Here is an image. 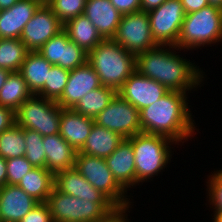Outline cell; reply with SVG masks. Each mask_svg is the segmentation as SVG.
<instances>
[{
    "mask_svg": "<svg viewBox=\"0 0 222 222\" xmlns=\"http://www.w3.org/2000/svg\"><path fill=\"white\" fill-rule=\"evenodd\" d=\"M53 222H105L120 209L114 203H96L64 194L55 187L46 201Z\"/></svg>",
    "mask_w": 222,
    "mask_h": 222,
    "instance_id": "5",
    "label": "cell"
},
{
    "mask_svg": "<svg viewBox=\"0 0 222 222\" xmlns=\"http://www.w3.org/2000/svg\"><path fill=\"white\" fill-rule=\"evenodd\" d=\"M39 0H18L11 8L0 10V38L20 39L25 25L34 16Z\"/></svg>",
    "mask_w": 222,
    "mask_h": 222,
    "instance_id": "17",
    "label": "cell"
},
{
    "mask_svg": "<svg viewBox=\"0 0 222 222\" xmlns=\"http://www.w3.org/2000/svg\"><path fill=\"white\" fill-rule=\"evenodd\" d=\"M169 90L157 81L139 74L136 70L117 91L124 100L141 110L152 105Z\"/></svg>",
    "mask_w": 222,
    "mask_h": 222,
    "instance_id": "14",
    "label": "cell"
},
{
    "mask_svg": "<svg viewBox=\"0 0 222 222\" xmlns=\"http://www.w3.org/2000/svg\"><path fill=\"white\" fill-rule=\"evenodd\" d=\"M185 14L198 11L209 5L208 0H181Z\"/></svg>",
    "mask_w": 222,
    "mask_h": 222,
    "instance_id": "39",
    "label": "cell"
},
{
    "mask_svg": "<svg viewBox=\"0 0 222 222\" xmlns=\"http://www.w3.org/2000/svg\"><path fill=\"white\" fill-rule=\"evenodd\" d=\"M25 158L33 167L46 168V153L43 145V136L37 131L24 129Z\"/></svg>",
    "mask_w": 222,
    "mask_h": 222,
    "instance_id": "32",
    "label": "cell"
},
{
    "mask_svg": "<svg viewBox=\"0 0 222 222\" xmlns=\"http://www.w3.org/2000/svg\"><path fill=\"white\" fill-rule=\"evenodd\" d=\"M18 0H0V10L11 8Z\"/></svg>",
    "mask_w": 222,
    "mask_h": 222,
    "instance_id": "43",
    "label": "cell"
},
{
    "mask_svg": "<svg viewBox=\"0 0 222 222\" xmlns=\"http://www.w3.org/2000/svg\"><path fill=\"white\" fill-rule=\"evenodd\" d=\"M39 202H46L54 188V174L46 168L34 167L17 184Z\"/></svg>",
    "mask_w": 222,
    "mask_h": 222,
    "instance_id": "26",
    "label": "cell"
},
{
    "mask_svg": "<svg viewBox=\"0 0 222 222\" xmlns=\"http://www.w3.org/2000/svg\"><path fill=\"white\" fill-rule=\"evenodd\" d=\"M110 2L122 15L141 11V0H110Z\"/></svg>",
    "mask_w": 222,
    "mask_h": 222,
    "instance_id": "37",
    "label": "cell"
},
{
    "mask_svg": "<svg viewBox=\"0 0 222 222\" xmlns=\"http://www.w3.org/2000/svg\"><path fill=\"white\" fill-rule=\"evenodd\" d=\"M19 222H53V219L47 203L40 202Z\"/></svg>",
    "mask_w": 222,
    "mask_h": 222,
    "instance_id": "36",
    "label": "cell"
},
{
    "mask_svg": "<svg viewBox=\"0 0 222 222\" xmlns=\"http://www.w3.org/2000/svg\"><path fill=\"white\" fill-rule=\"evenodd\" d=\"M128 139L135 155L136 186L158 176L170 164L173 154L171 146L177 144L166 136L144 132Z\"/></svg>",
    "mask_w": 222,
    "mask_h": 222,
    "instance_id": "4",
    "label": "cell"
},
{
    "mask_svg": "<svg viewBox=\"0 0 222 222\" xmlns=\"http://www.w3.org/2000/svg\"><path fill=\"white\" fill-rule=\"evenodd\" d=\"M105 161L114 179L126 192L136 186L135 155L129 139H123Z\"/></svg>",
    "mask_w": 222,
    "mask_h": 222,
    "instance_id": "19",
    "label": "cell"
},
{
    "mask_svg": "<svg viewBox=\"0 0 222 222\" xmlns=\"http://www.w3.org/2000/svg\"><path fill=\"white\" fill-rule=\"evenodd\" d=\"M119 134L94 123L90 135L83 147L78 151L81 154L107 158L123 141Z\"/></svg>",
    "mask_w": 222,
    "mask_h": 222,
    "instance_id": "23",
    "label": "cell"
},
{
    "mask_svg": "<svg viewBox=\"0 0 222 222\" xmlns=\"http://www.w3.org/2000/svg\"><path fill=\"white\" fill-rule=\"evenodd\" d=\"M101 86L98 75L86 62L70 71L64 91L56 102L61 108H73L88 92Z\"/></svg>",
    "mask_w": 222,
    "mask_h": 222,
    "instance_id": "15",
    "label": "cell"
},
{
    "mask_svg": "<svg viewBox=\"0 0 222 222\" xmlns=\"http://www.w3.org/2000/svg\"><path fill=\"white\" fill-rule=\"evenodd\" d=\"M7 163V184L17 185L24 175L30 172L34 167L25 158V156L18 158H10L6 160Z\"/></svg>",
    "mask_w": 222,
    "mask_h": 222,
    "instance_id": "35",
    "label": "cell"
},
{
    "mask_svg": "<svg viewBox=\"0 0 222 222\" xmlns=\"http://www.w3.org/2000/svg\"><path fill=\"white\" fill-rule=\"evenodd\" d=\"M54 187L67 195L96 203H113L101 191L94 188L74 167L54 174Z\"/></svg>",
    "mask_w": 222,
    "mask_h": 222,
    "instance_id": "16",
    "label": "cell"
},
{
    "mask_svg": "<svg viewBox=\"0 0 222 222\" xmlns=\"http://www.w3.org/2000/svg\"><path fill=\"white\" fill-rule=\"evenodd\" d=\"M172 49V50H171ZM181 49L172 45H157L136 55V71L157 81L169 91L189 93L205 79L203 70L181 56ZM189 60V61H188Z\"/></svg>",
    "mask_w": 222,
    "mask_h": 222,
    "instance_id": "1",
    "label": "cell"
},
{
    "mask_svg": "<svg viewBox=\"0 0 222 222\" xmlns=\"http://www.w3.org/2000/svg\"><path fill=\"white\" fill-rule=\"evenodd\" d=\"M212 174V175H211ZM208 176L207 183V197L209 198V206L213 208L214 213H222V174L217 170Z\"/></svg>",
    "mask_w": 222,
    "mask_h": 222,
    "instance_id": "34",
    "label": "cell"
},
{
    "mask_svg": "<svg viewBox=\"0 0 222 222\" xmlns=\"http://www.w3.org/2000/svg\"><path fill=\"white\" fill-rule=\"evenodd\" d=\"M87 62L98 75L101 84L116 91L136 70V55L113 39H103L88 53Z\"/></svg>",
    "mask_w": 222,
    "mask_h": 222,
    "instance_id": "3",
    "label": "cell"
},
{
    "mask_svg": "<svg viewBox=\"0 0 222 222\" xmlns=\"http://www.w3.org/2000/svg\"><path fill=\"white\" fill-rule=\"evenodd\" d=\"M166 0H141V11L150 12L159 7Z\"/></svg>",
    "mask_w": 222,
    "mask_h": 222,
    "instance_id": "40",
    "label": "cell"
},
{
    "mask_svg": "<svg viewBox=\"0 0 222 222\" xmlns=\"http://www.w3.org/2000/svg\"><path fill=\"white\" fill-rule=\"evenodd\" d=\"M46 3L63 24L82 15L86 6V0H46Z\"/></svg>",
    "mask_w": 222,
    "mask_h": 222,
    "instance_id": "33",
    "label": "cell"
},
{
    "mask_svg": "<svg viewBox=\"0 0 222 222\" xmlns=\"http://www.w3.org/2000/svg\"><path fill=\"white\" fill-rule=\"evenodd\" d=\"M40 202L17 185L0 188V222H19Z\"/></svg>",
    "mask_w": 222,
    "mask_h": 222,
    "instance_id": "18",
    "label": "cell"
},
{
    "mask_svg": "<svg viewBox=\"0 0 222 222\" xmlns=\"http://www.w3.org/2000/svg\"><path fill=\"white\" fill-rule=\"evenodd\" d=\"M28 52L20 39L0 38V68L19 72Z\"/></svg>",
    "mask_w": 222,
    "mask_h": 222,
    "instance_id": "29",
    "label": "cell"
},
{
    "mask_svg": "<svg viewBox=\"0 0 222 222\" xmlns=\"http://www.w3.org/2000/svg\"><path fill=\"white\" fill-rule=\"evenodd\" d=\"M63 30L68 38L86 53L92 51L103 40L93 23L84 14L67 21Z\"/></svg>",
    "mask_w": 222,
    "mask_h": 222,
    "instance_id": "24",
    "label": "cell"
},
{
    "mask_svg": "<svg viewBox=\"0 0 222 222\" xmlns=\"http://www.w3.org/2000/svg\"><path fill=\"white\" fill-rule=\"evenodd\" d=\"M62 108L56 101L33 94L15 111V124L50 136L59 133Z\"/></svg>",
    "mask_w": 222,
    "mask_h": 222,
    "instance_id": "7",
    "label": "cell"
},
{
    "mask_svg": "<svg viewBox=\"0 0 222 222\" xmlns=\"http://www.w3.org/2000/svg\"><path fill=\"white\" fill-rule=\"evenodd\" d=\"M51 67L52 64L39 52L29 51L27 53L19 72L32 94H37L43 88Z\"/></svg>",
    "mask_w": 222,
    "mask_h": 222,
    "instance_id": "25",
    "label": "cell"
},
{
    "mask_svg": "<svg viewBox=\"0 0 222 222\" xmlns=\"http://www.w3.org/2000/svg\"><path fill=\"white\" fill-rule=\"evenodd\" d=\"M43 145L46 153V169L53 174L73 168L77 151L58 133L44 136Z\"/></svg>",
    "mask_w": 222,
    "mask_h": 222,
    "instance_id": "22",
    "label": "cell"
},
{
    "mask_svg": "<svg viewBox=\"0 0 222 222\" xmlns=\"http://www.w3.org/2000/svg\"><path fill=\"white\" fill-rule=\"evenodd\" d=\"M37 52L52 65L69 71L85 64L88 58V53L71 41L64 30L50 38Z\"/></svg>",
    "mask_w": 222,
    "mask_h": 222,
    "instance_id": "13",
    "label": "cell"
},
{
    "mask_svg": "<svg viewBox=\"0 0 222 222\" xmlns=\"http://www.w3.org/2000/svg\"><path fill=\"white\" fill-rule=\"evenodd\" d=\"M222 42V9L208 5L185 15L176 47L196 50Z\"/></svg>",
    "mask_w": 222,
    "mask_h": 222,
    "instance_id": "6",
    "label": "cell"
},
{
    "mask_svg": "<svg viewBox=\"0 0 222 222\" xmlns=\"http://www.w3.org/2000/svg\"><path fill=\"white\" fill-rule=\"evenodd\" d=\"M112 39L134 55L158 45L151 34L148 13L144 11L122 15Z\"/></svg>",
    "mask_w": 222,
    "mask_h": 222,
    "instance_id": "9",
    "label": "cell"
},
{
    "mask_svg": "<svg viewBox=\"0 0 222 222\" xmlns=\"http://www.w3.org/2000/svg\"><path fill=\"white\" fill-rule=\"evenodd\" d=\"M74 168L90 183L94 188L106 195L120 210H129L130 198L126 192L114 179L112 172L108 168L105 158L81 154L77 151Z\"/></svg>",
    "mask_w": 222,
    "mask_h": 222,
    "instance_id": "8",
    "label": "cell"
},
{
    "mask_svg": "<svg viewBox=\"0 0 222 222\" xmlns=\"http://www.w3.org/2000/svg\"><path fill=\"white\" fill-rule=\"evenodd\" d=\"M24 128L14 124L0 134V156L4 159L25 156Z\"/></svg>",
    "mask_w": 222,
    "mask_h": 222,
    "instance_id": "30",
    "label": "cell"
},
{
    "mask_svg": "<svg viewBox=\"0 0 222 222\" xmlns=\"http://www.w3.org/2000/svg\"><path fill=\"white\" fill-rule=\"evenodd\" d=\"M15 124V112L7 107L0 106V134Z\"/></svg>",
    "mask_w": 222,
    "mask_h": 222,
    "instance_id": "38",
    "label": "cell"
},
{
    "mask_svg": "<svg viewBox=\"0 0 222 222\" xmlns=\"http://www.w3.org/2000/svg\"><path fill=\"white\" fill-rule=\"evenodd\" d=\"M69 74V70L63 69L57 65H52L47 76V81L36 95L57 101L64 91Z\"/></svg>",
    "mask_w": 222,
    "mask_h": 222,
    "instance_id": "31",
    "label": "cell"
},
{
    "mask_svg": "<svg viewBox=\"0 0 222 222\" xmlns=\"http://www.w3.org/2000/svg\"><path fill=\"white\" fill-rule=\"evenodd\" d=\"M32 95L21 73L10 72L0 90V106L15 112Z\"/></svg>",
    "mask_w": 222,
    "mask_h": 222,
    "instance_id": "27",
    "label": "cell"
},
{
    "mask_svg": "<svg viewBox=\"0 0 222 222\" xmlns=\"http://www.w3.org/2000/svg\"><path fill=\"white\" fill-rule=\"evenodd\" d=\"M83 14L93 23L103 39H112L115 36L122 17L110 0H86Z\"/></svg>",
    "mask_w": 222,
    "mask_h": 222,
    "instance_id": "20",
    "label": "cell"
},
{
    "mask_svg": "<svg viewBox=\"0 0 222 222\" xmlns=\"http://www.w3.org/2000/svg\"><path fill=\"white\" fill-rule=\"evenodd\" d=\"M7 184V163L6 159L0 156V188Z\"/></svg>",
    "mask_w": 222,
    "mask_h": 222,
    "instance_id": "41",
    "label": "cell"
},
{
    "mask_svg": "<svg viewBox=\"0 0 222 222\" xmlns=\"http://www.w3.org/2000/svg\"><path fill=\"white\" fill-rule=\"evenodd\" d=\"M187 96L184 92L169 91L152 105L139 110L142 132L166 136L177 145L192 139L197 129Z\"/></svg>",
    "mask_w": 222,
    "mask_h": 222,
    "instance_id": "2",
    "label": "cell"
},
{
    "mask_svg": "<svg viewBox=\"0 0 222 222\" xmlns=\"http://www.w3.org/2000/svg\"><path fill=\"white\" fill-rule=\"evenodd\" d=\"M213 222H222V213L213 214Z\"/></svg>",
    "mask_w": 222,
    "mask_h": 222,
    "instance_id": "46",
    "label": "cell"
},
{
    "mask_svg": "<svg viewBox=\"0 0 222 222\" xmlns=\"http://www.w3.org/2000/svg\"><path fill=\"white\" fill-rule=\"evenodd\" d=\"M116 94L115 89L102 85L88 92L72 109L94 119L109 105Z\"/></svg>",
    "mask_w": 222,
    "mask_h": 222,
    "instance_id": "28",
    "label": "cell"
},
{
    "mask_svg": "<svg viewBox=\"0 0 222 222\" xmlns=\"http://www.w3.org/2000/svg\"><path fill=\"white\" fill-rule=\"evenodd\" d=\"M63 28L64 24L55 16L52 8L44 2L25 25L20 40L29 51H38Z\"/></svg>",
    "mask_w": 222,
    "mask_h": 222,
    "instance_id": "12",
    "label": "cell"
},
{
    "mask_svg": "<svg viewBox=\"0 0 222 222\" xmlns=\"http://www.w3.org/2000/svg\"><path fill=\"white\" fill-rule=\"evenodd\" d=\"M209 5L222 9V0H208Z\"/></svg>",
    "mask_w": 222,
    "mask_h": 222,
    "instance_id": "45",
    "label": "cell"
},
{
    "mask_svg": "<svg viewBox=\"0 0 222 222\" xmlns=\"http://www.w3.org/2000/svg\"><path fill=\"white\" fill-rule=\"evenodd\" d=\"M185 15L181 0H166L148 12L155 42L158 45L176 46Z\"/></svg>",
    "mask_w": 222,
    "mask_h": 222,
    "instance_id": "10",
    "label": "cell"
},
{
    "mask_svg": "<svg viewBox=\"0 0 222 222\" xmlns=\"http://www.w3.org/2000/svg\"><path fill=\"white\" fill-rule=\"evenodd\" d=\"M9 74H10L9 70L0 68V90L3 87V85L5 84V81H6Z\"/></svg>",
    "mask_w": 222,
    "mask_h": 222,
    "instance_id": "44",
    "label": "cell"
},
{
    "mask_svg": "<svg viewBox=\"0 0 222 222\" xmlns=\"http://www.w3.org/2000/svg\"><path fill=\"white\" fill-rule=\"evenodd\" d=\"M94 122L128 139L142 132L139 110L116 94L109 105L99 113Z\"/></svg>",
    "mask_w": 222,
    "mask_h": 222,
    "instance_id": "11",
    "label": "cell"
},
{
    "mask_svg": "<svg viewBox=\"0 0 222 222\" xmlns=\"http://www.w3.org/2000/svg\"><path fill=\"white\" fill-rule=\"evenodd\" d=\"M130 211L128 210H119L114 216H111L107 221L105 222H129L127 213Z\"/></svg>",
    "mask_w": 222,
    "mask_h": 222,
    "instance_id": "42",
    "label": "cell"
},
{
    "mask_svg": "<svg viewBox=\"0 0 222 222\" xmlns=\"http://www.w3.org/2000/svg\"><path fill=\"white\" fill-rule=\"evenodd\" d=\"M94 123L93 118L79 114L72 108H62L59 134L76 151H79L90 135Z\"/></svg>",
    "mask_w": 222,
    "mask_h": 222,
    "instance_id": "21",
    "label": "cell"
}]
</instances>
